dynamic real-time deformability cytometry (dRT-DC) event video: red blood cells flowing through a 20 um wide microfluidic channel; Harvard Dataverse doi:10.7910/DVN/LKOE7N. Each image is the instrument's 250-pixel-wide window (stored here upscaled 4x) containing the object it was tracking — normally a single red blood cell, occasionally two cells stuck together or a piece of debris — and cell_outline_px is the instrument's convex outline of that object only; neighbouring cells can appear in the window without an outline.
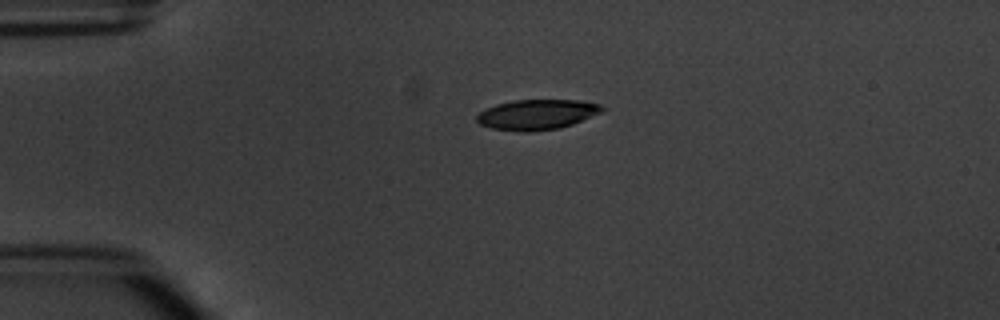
{"species": "common noctule bat (a hibernating species)", "species_latin": "Nyctalus noctula", "temperature_condition": "warm", "stored_images_in_passage": 2, "camera_frame_rate_fps": 3000, "um_per_image_px": 0.085, "animal": {"sex": "male", "body_mass_g": 20.1, "forearm_length_mm": 53.5}, "frame": {"image": 1, "passage_image": 1, "time_ms": 0.0, "image_size_px": [1000, 320], "cell_outline_px": [[604, 108], [600, 112], [572, 124], [560, 128], [528, 132], [524, 132], [492, 128], [480, 124], [476, 120], [476, 116], [480, 112], [496, 104], [516, 100], [580, 100], [600, 104]], "centroid_in_image_um": [45.62, 9.73], "position_along_channel_um": 39.4, "area_um2": 21.79}}